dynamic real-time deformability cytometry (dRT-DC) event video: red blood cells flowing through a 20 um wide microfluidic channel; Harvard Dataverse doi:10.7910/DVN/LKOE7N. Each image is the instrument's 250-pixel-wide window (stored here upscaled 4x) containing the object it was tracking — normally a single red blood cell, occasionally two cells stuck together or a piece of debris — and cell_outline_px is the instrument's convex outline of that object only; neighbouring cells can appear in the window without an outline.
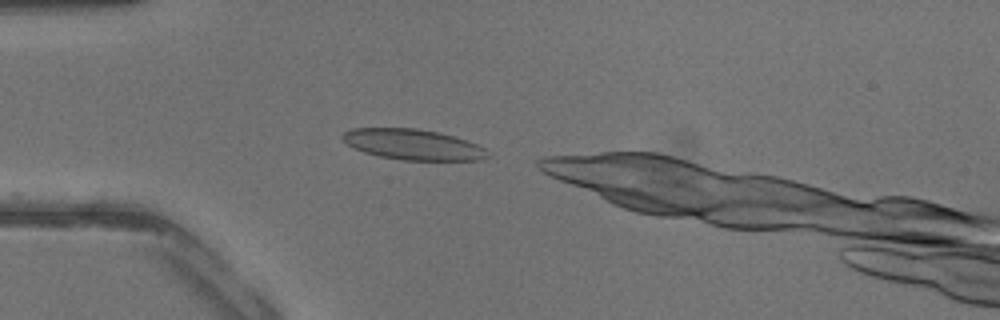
{"species": "common noctule bat (a hibernating species)", "species_latin": "Nyctalus noctula", "temperature_condition": "warm", "stored_images_in_passage": 27, "camera_frame_rate_fps": 3000, "um_per_image_px": 0.085, "animal": {"sex": "male", "body_mass_g": 13.3}, "frame": {"image": 1, "passage_image": 2, "time_ms": 0.333, "image_size_px": [1000, 320], "cell_outline_px": [[484, 156], [480, 160], [400, 160], [380, 156], [364, 152], [348, 144], [340, 136], [344, 132], [352, 128], [416, 128], [436, 132], [452, 136], [476, 144], [484, 148]], "centroid_in_image_um": [35.02, 12.27], "position_along_channel_um": 50.0, "area_um2": 25.32}}
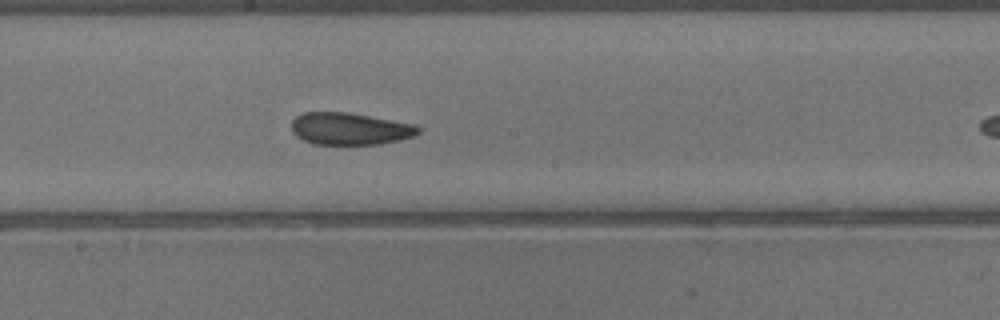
{"frame": {"image": 2, "passage_image": 13, "time_ms": 4.0, "image_size_px": [1000, 320], "cell_outline_px": [[420, 132], [412, 136], [400, 140], [380, 144], [312, 144], [296, 136], [292, 132], [292, 120], [296, 116], [304, 112], [344, 112], [368, 116], [412, 124], [420, 128]], "centroid_in_image_um": [29.69, 10.95], "position_along_channel_um": 218.5, "area_um2": 23.47}}
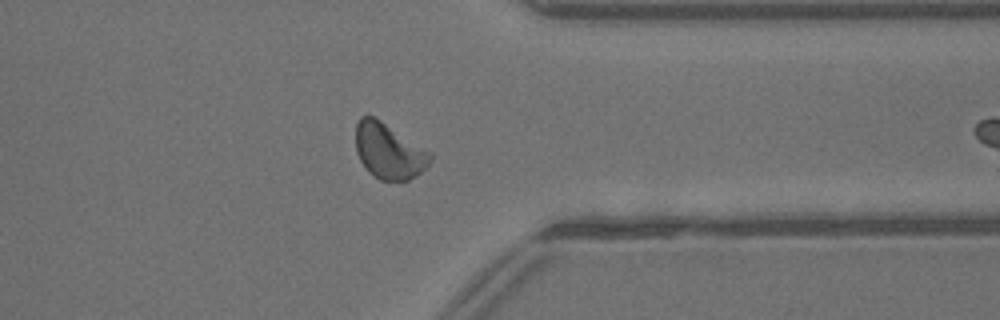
{"frame": {"image": 3, "passage_image": 23, "time_ms": 7.333, "image_size_px": [1000, 320], "cell_outline_px": [[432, 160], [416, 176], [408, 180], [380, 180], [372, 176], [368, 172], [360, 160], [356, 152], [356, 124], [360, 116], [372, 116], [380, 120], [432, 152]], "centroid_in_image_um": [33.04, 12.85], "position_along_channel_um": 378.4, "area_um2": 24.1}}